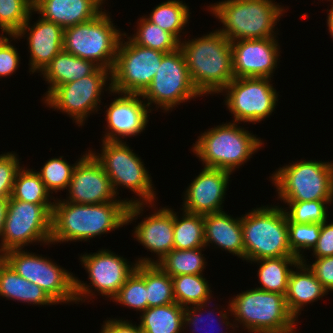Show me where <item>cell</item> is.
Listing matches in <instances>:
<instances>
[{"label": "cell", "instance_id": "6da1fadb", "mask_svg": "<svg viewBox=\"0 0 333 333\" xmlns=\"http://www.w3.org/2000/svg\"><path fill=\"white\" fill-rule=\"evenodd\" d=\"M128 204L117 199L101 204H74L55 198L51 217V245L87 241L126 225Z\"/></svg>", "mask_w": 333, "mask_h": 333}, {"label": "cell", "instance_id": "7a4b0ae2", "mask_svg": "<svg viewBox=\"0 0 333 333\" xmlns=\"http://www.w3.org/2000/svg\"><path fill=\"white\" fill-rule=\"evenodd\" d=\"M229 300L227 311L219 310L220 325L227 329L239 328L250 333H295L298 320L289 311L285 295L253 288L234 295ZM229 311V312H228ZM229 313L234 317L229 321ZM221 318V319H220ZM235 322V323H234ZM238 322V323H237ZM222 323V324H221ZM236 324V325H235ZM230 327V328H229Z\"/></svg>", "mask_w": 333, "mask_h": 333}, {"label": "cell", "instance_id": "3957f363", "mask_svg": "<svg viewBox=\"0 0 333 333\" xmlns=\"http://www.w3.org/2000/svg\"><path fill=\"white\" fill-rule=\"evenodd\" d=\"M179 42L191 81L204 97L220 92L235 78L231 41L215 31Z\"/></svg>", "mask_w": 333, "mask_h": 333}, {"label": "cell", "instance_id": "277c9868", "mask_svg": "<svg viewBox=\"0 0 333 333\" xmlns=\"http://www.w3.org/2000/svg\"><path fill=\"white\" fill-rule=\"evenodd\" d=\"M207 7L223 25L217 30L231 42L277 37L275 25L287 10L274 0H222Z\"/></svg>", "mask_w": 333, "mask_h": 333}, {"label": "cell", "instance_id": "5b68a950", "mask_svg": "<svg viewBox=\"0 0 333 333\" xmlns=\"http://www.w3.org/2000/svg\"><path fill=\"white\" fill-rule=\"evenodd\" d=\"M238 124L231 121L214 125L198 136L192 152L204 167L234 173L264 146L260 137Z\"/></svg>", "mask_w": 333, "mask_h": 333}, {"label": "cell", "instance_id": "8992f818", "mask_svg": "<svg viewBox=\"0 0 333 333\" xmlns=\"http://www.w3.org/2000/svg\"><path fill=\"white\" fill-rule=\"evenodd\" d=\"M244 260L295 256L289 244L287 215L280 205H261L241 216Z\"/></svg>", "mask_w": 333, "mask_h": 333}, {"label": "cell", "instance_id": "52a82bcc", "mask_svg": "<svg viewBox=\"0 0 333 333\" xmlns=\"http://www.w3.org/2000/svg\"><path fill=\"white\" fill-rule=\"evenodd\" d=\"M101 153L89 150L100 162L105 173L110 179L112 188L118 198V188L130 189L136 194L131 199H123L128 205L156 203V191H154L151 175L138 154L134 153L124 141H103ZM155 200V201H154Z\"/></svg>", "mask_w": 333, "mask_h": 333}, {"label": "cell", "instance_id": "ba28073f", "mask_svg": "<svg viewBox=\"0 0 333 333\" xmlns=\"http://www.w3.org/2000/svg\"><path fill=\"white\" fill-rule=\"evenodd\" d=\"M269 178L281 202L333 201V161H296Z\"/></svg>", "mask_w": 333, "mask_h": 333}, {"label": "cell", "instance_id": "9c48e42d", "mask_svg": "<svg viewBox=\"0 0 333 333\" xmlns=\"http://www.w3.org/2000/svg\"><path fill=\"white\" fill-rule=\"evenodd\" d=\"M105 11L104 8L94 19L64 29L63 50L112 71L119 42L126 33L116 28Z\"/></svg>", "mask_w": 333, "mask_h": 333}, {"label": "cell", "instance_id": "30bf717a", "mask_svg": "<svg viewBox=\"0 0 333 333\" xmlns=\"http://www.w3.org/2000/svg\"><path fill=\"white\" fill-rule=\"evenodd\" d=\"M54 204H35L9 198L0 236V257L29 244H51V217Z\"/></svg>", "mask_w": 333, "mask_h": 333}, {"label": "cell", "instance_id": "8fae6325", "mask_svg": "<svg viewBox=\"0 0 333 333\" xmlns=\"http://www.w3.org/2000/svg\"><path fill=\"white\" fill-rule=\"evenodd\" d=\"M111 81V70L99 67L89 76L57 86L42 101L53 110L66 113L82 127L90 114L99 111L103 90L112 94Z\"/></svg>", "mask_w": 333, "mask_h": 333}, {"label": "cell", "instance_id": "7c38bea8", "mask_svg": "<svg viewBox=\"0 0 333 333\" xmlns=\"http://www.w3.org/2000/svg\"><path fill=\"white\" fill-rule=\"evenodd\" d=\"M21 277L41 287L56 304L77 303L75 275L47 257L24 249L1 256Z\"/></svg>", "mask_w": 333, "mask_h": 333}, {"label": "cell", "instance_id": "4fadbf2b", "mask_svg": "<svg viewBox=\"0 0 333 333\" xmlns=\"http://www.w3.org/2000/svg\"><path fill=\"white\" fill-rule=\"evenodd\" d=\"M142 96L151 111V104H154L155 109L160 108L166 113L178 107L180 103L185 104L188 100L202 96L191 81L180 48L163 55L151 84Z\"/></svg>", "mask_w": 333, "mask_h": 333}, {"label": "cell", "instance_id": "5bb4252c", "mask_svg": "<svg viewBox=\"0 0 333 333\" xmlns=\"http://www.w3.org/2000/svg\"><path fill=\"white\" fill-rule=\"evenodd\" d=\"M79 257L81 265L88 273L90 283L88 285L75 277L76 302L94 299L95 291L112 300L137 265L136 262L130 265L123 256L103 248L96 253H86ZM92 287L95 289H91Z\"/></svg>", "mask_w": 333, "mask_h": 333}, {"label": "cell", "instance_id": "9a60e30c", "mask_svg": "<svg viewBox=\"0 0 333 333\" xmlns=\"http://www.w3.org/2000/svg\"><path fill=\"white\" fill-rule=\"evenodd\" d=\"M126 38L128 40L121 38L119 42L111 71L112 91L142 95L151 84L165 53L139 46Z\"/></svg>", "mask_w": 333, "mask_h": 333}, {"label": "cell", "instance_id": "2e32d148", "mask_svg": "<svg viewBox=\"0 0 333 333\" xmlns=\"http://www.w3.org/2000/svg\"><path fill=\"white\" fill-rule=\"evenodd\" d=\"M271 80L258 77L234 78L220 92L225 95L224 103L234 117L232 122L256 124L274 112L279 94Z\"/></svg>", "mask_w": 333, "mask_h": 333}, {"label": "cell", "instance_id": "e0dca14e", "mask_svg": "<svg viewBox=\"0 0 333 333\" xmlns=\"http://www.w3.org/2000/svg\"><path fill=\"white\" fill-rule=\"evenodd\" d=\"M154 205V203L132 204L127 208L126 225L143 214L144 207L155 208L151 215H146L147 217L142 218V221L134 227L133 235L144 248L154 255L156 253L157 259L140 257L135 261L137 264H156L174 249V209L165 206L156 210Z\"/></svg>", "mask_w": 333, "mask_h": 333}, {"label": "cell", "instance_id": "ac0fdd59", "mask_svg": "<svg viewBox=\"0 0 333 333\" xmlns=\"http://www.w3.org/2000/svg\"><path fill=\"white\" fill-rule=\"evenodd\" d=\"M64 201L74 204L114 202L117 197L100 162L88 150L80 156L68 186Z\"/></svg>", "mask_w": 333, "mask_h": 333}, {"label": "cell", "instance_id": "d6986e66", "mask_svg": "<svg viewBox=\"0 0 333 333\" xmlns=\"http://www.w3.org/2000/svg\"><path fill=\"white\" fill-rule=\"evenodd\" d=\"M231 51L235 78L271 79L281 56L276 37L232 41Z\"/></svg>", "mask_w": 333, "mask_h": 333}, {"label": "cell", "instance_id": "ffe728a7", "mask_svg": "<svg viewBox=\"0 0 333 333\" xmlns=\"http://www.w3.org/2000/svg\"><path fill=\"white\" fill-rule=\"evenodd\" d=\"M111 93L118 94V97L112 100L108 108L106 107L107 127L101 140L123 141L122 139L125 137L141 134L149 122L150 115L148 113H151L143 96L114 91Z\"/></svg>", "mask_w": 333, "mask_h": 333}, {"label": "cell", "instance_id": "44dd1931", "mask_svg": "<svg viewBox=\"0 0 333 333\" xmlns=\"http://www.w3.org/2000/svg\"><path fill=\"white\" fill-rule=\"evenodd\" d=\"M230 175L225 170L204 167L183 194L180 210L200 215L223 211Z\"/></svg>", "mask_w": 333, "mask_h": 333}, {"label": "cell", "instance_id": "7402d4cb", "mask_svg": "<svg viewBox=\"0 0 333 333\" xmlns=\"http://www.w3.org/2000/svg\"><path fill=\"white\" fill-rule=\"evenodd\" d=\"M32 11L28 20L21 29L12 38L19 40L27 37L28 49L30 51L29 73H41L44 68L53 60V58L63 50V32L64 29L55 24L40 18L30 24L32 20ZM27 33V34H26ZM26 35V36H25Z\"/></svg>", "mask_w": 333, "mask_h": 333}, {"label": "cell", "instance_id": "603a6c76", "mask_svg": "<svg viewBox=\"0 0 333 333\" xmlns=\"http://www.w3.org/2000/svg\"><path fill=\"white\" fill-rule=\"evenodd\" d=\"M98 0H33V11L63 29L90 21L104 9Z\"/></svg>", "mask_w": 333, "mask_h": 333}, {"label": "cell", "instance_id": "cb8c5ba5", "mask_svg": "<svg viewBox=\"0 0 333 333\" xmlns=\"http://www.w3.org/2000/svg\"><path fill=\"white\" fill-rule=\"evenodd\" d=\"M205 247L214 244L242 258L244 261V240L241 217H232L225 211L203 215Z\"/></svg>", "mask_w": 333, "mask_h": 333}, {"label": "cell", "instance_id": "d4e9b609", "mask_svg": "<svg viewBox=\"0 0 333 333\" xmlns=\"http://www.w3.org/2000/svg\"><path fill=\"white\" fill-rule=\"evenodd\" d=\"M306 263V258H303L296 265V271H291L285 294L288 309L297 320L305 305L316 302L328 294Z\"/></svg>", "mask_w": 333, "mask_h": 333}, {"label": "cell", "instance_id": "484cf974", "mask_svg": "<svg viewBox=\"0 0 333 333\" xmlns=\"http://www.w3.org/2000/svg\"><path fill=\"white\" fill-rule=\"evenodd\" d=\"M99 68L94 62L82 59L62 50L44 68L40 75L47 82L46 98L57 86L67 84L93 74Z\"/></svg>", "mask_w": 333, "mask_h": 333}, {"label": "cell", "instance_id": "4316f807", "mask_svg": "<svg viewBox=\"0 0 333 333\" xmlns=\"http://www.w3.org/2000/svg\"><path fill=\"white\" fill-rule=\"evenodd\" d=\"M33 305H55L56 303L38 285L21 277L0 257V297Z\"/></svg>", "mask_w": 333, "mask_h": 333}, {"label": "cell", "instance_id": "83f0119b", "mask_svg": "<svg viewBox=\"0 0 333 333\" xmlns=\"http://www.w3.org/2000/svg\"><path fill=\"white\" fill-rule=\"evenodd\" d=\"M300 261L296 256H283L249 262L259 265L257 276L261 285L256 288L285 295L290 273Z\"/></svg>", "mask_w": 333, "mask_h": 333}, {"label": "cell", "instance_id": "f1b7e54d", "mask_svg": "<svg viewBox=\"0 0 333 333\" xmlns=\"http://www.w3.org/2000/svg\"><path fill=\"white\" fill-rule=\"evenodd\" d=\"M184 311L176 302L147 308L141 313L138 325L143 333H181L184 332Z\"/></svg>", "mask_w": 333, "mask_h": 333}, {"label": "cell", "instance_id": "f546056e", "mask_svg": "<svg viewBox=\"0 0 333 333\" xmlns=\"http://www.w3.org/2000/svg\"><path fill=\"white\" fill-rule=\"evenodd\" d=\"M190 8L182 0H167L155 6L146 18L158 25L163 30L171 33L179 42L182 40L181 34L185 32L184 27L189 24Z\"/></svg>", "mask_w": 333, "mask_h": 333}, {"label": "cell", "instance_id": "4dcf8cb0", "mask_svg": "<svg viewBox=\"0 0 333 333\" xmlns=\"http://www.w3.org/2000/svg\"><path fill=\"white\" fill-rule=\"evenodd\" d=\"M171 278L175 301L182 307L200 305L212 300L213 291L203 274H184Z\"/></svg>", "mask_w": 333, "mask_h": 333}, {"label": "cell", "instance_id": "1f68e13d", "mask_svg": "<svg viewBox=\"0 0 333 333\" xmlns=\"http://www.w3.org/2000/svg\"><path fill=\"white\" fill-rule=\"evenodd\" d=\"M206 247L179 250L172 249L156 264L171 277L184 274H203L206 258L202 254Z\"/></svg>", "mask_w": 333, "mask_h": 333}, {"label": "cell", "instance_id": "d6a6232c", "mask_svg": "<svg viewBox=\"0 0 333 333\" xmlns=\"http://www.w3.org/2000/svg\"><path fill=\"white\" fill-rule=\"evenodd\" d=\"M182 212L179 218L174 211V249L187 250L205 247L203 215L184 210Z\"/></svg>", "mask_w": 333, "mask_h": 333}, {"label": "cell", "instance_id": "836d02e7", "mask_svg": "<svg viewBox=\"0 0 333 333\" xmlns=\"http://www.w3.org/2000/svg\"><path fill=\"white\" fill-rule=\"evenodd\" d=\"M11 198L35 204H54L55 200V197L47 191L36 170L24 167L23 164L16 175Z\"/></svg>", "mask_w": 333, "mask_h": 333}, {"label": "cell", "instance_id": "e575fe53", "mask_svg": "<svg viewBox=\"0 0 333 333\" xmlns=\"http://www.w3.org/2000/svg\"><path fill=\"white\" fill-rule=\"evenodd\" d=\"M136 28L135 33L129 38L139 46L163 53H169L179 48V41L171 33L150 22L145 16L138 18Z\"/></svg>", "mask_w": 333, "mask_h": 333}, {"label": "cell", "instance_id": "d590c367", "mask_svg": "<svg viewBox=\"0 0 333 333\" xmlns=\"http://www.w3.org/2000/svg\"><path fill=\"white\" fill-rule=\"evenodd\" d=\"M148 308L175 303L173 282L157 264H145Z\"/></svg>", "mask_w": 333, "mask_h": 333}, {"label": "cell", "instance_id": "8d00e7d4", "mask_svg": "<svg viewBox=\"0 0 333 333\" xmlns=\"http://www.w3.org/2000/svg\"><path fill=\"white\" fill-rule=\"evenodd\" d=\"M112 301L142 313L148 308L145 264L136 265L135 270L126 279V282Z\"/></svg>", "mask_w": 333, "mask_h": 333}, {"label": "cell", "instance_id": "74e56055", "mask_svg": "<svg viewBox=\"0 0 333 333\" xmlns=\"http://www.w3.org/2000/svg\"><path fill=\"white\" fill-rule=\"evenodd\" d=\"M78 161L79 160L77 159V161L71 165L67 160L63 159V156H60L59 158H51L43 164L40 171L36 172L40 175V178L49 193H58L65 189L67 191L74 168Z\"/></svg>", "mask_w": 333, "mask_h": 333}, {"label": "cell", "instance_id": "f35d334b", "mask_svg": "<svg viewBox=\"0 0 333 333\" xmlns=\"http://www.w3.org/2000/svg\"><path fill=\"white\" fill-rule=\"evenodd\" d=\"M333 201H302V202H284L288 207L284 211L287 215V222L295 223H319L322 224L328 219V205Z\"/></svg>", "mask_w": 333, "mask_h": 333}, {"label": "cell", "instance_id": "ab89813d", "mask_svg": "<svg viewBox=\"0 0 333 333\" xmlns=\"http://www.w3.org/2000/svg\"><path fill=\"white\" fill-rule=\"evenodd\" d=\"M321 224L288 222V237L292 253L302 260L304 251L313 249L320 237Z\"/></svg>", "mask_w": 333, "mask_h": 333}, {"label": "cell", "instance_id": "60d3db41", "mask_svg": "<svg viewBox=\"0 0 333 333\" xmlns=\"http://www.w3.org/2000/svg\"><path fill=\"white\" fill-rule=\"evenodd\" d=\"M32 11L33 0H0V25L17 34Z\"/></svg>", "mask_w": 333, "mask_h": 333}, {"label": "cell", "instance_id": "b9f144b4", "mask_svg": "<svg viewBox=\"0 0 333 333\" xmlns=\"http://www.w3.org/2000/svg\"><path fill=\"white\" fill-rule=\"evenodd\" d=\"M12 152L0 154V199L11 197L16 175L22 167L18 154Z\"/></svg>", "mask_w": 333, "mask_h": 333}, {"label": "cell", "instance_id": "7bdbcfd3", "mask_svg": "<svg viewBox=\"0 0 333 333\" xmlns=\"http://www.w3.org/2000/svg\"><path fill=\"white\" fill-rule=\"evenodd\" d=\"M210 303H212V302H207V303H202V304H200V305H195V306H189V307H186L185 308V311H184V318H183V326H185V327H183V329H188V326L190 327V326H192L194 329L192 330V333L193 332H197L198 330L199 331H201L202 332V328H200V327H203L204 328V326H205V324L204 323H206L207 322V327L208 326H213L214 327V323L216 322L217 323V321H215L216 319L215 318H213L214 316H213V314H214V312H211V311H209L208 313H207V316H204L203 317V311H204V309L206 310L207 309V307L209 308V306H212V305H209ZM208 305V306H207ZM210 316H213V317H211L210 319H208L209 321H210V323L208 322V321H206L207 320V318H206V320H205V317H210ZM204 324V326H202L203 324ZM213 323V324H212ZM215 323V324H216ZM199 324H201V325H199ZM219 325V324H218ZM217 325V326H218ZM198 326H200V327H198ZM212 327V329H213V331H215L214 330V328ZM221 328V327H220ZM198 329V330H197ZM201 329V330H200ZM204 329H207L206 327L204 328ZM198 331V332H199ZM204 331V330H203ZM210 331V330H209ZM213 331L211 332V333H213ZM220 331V330H219ZM197 332V333H198ZM200 332V333H201ZM208 333H210V332H208ZM219 333H224L223 331H222V328H221V331L219 332ZM225 333H228V332H225Z\"/></svg>", "mask_w": 333, "mask_h": 333}, {"label": "cell", "instance_id": "ee69618b", "mask_svg": "<svg viewBox=\"0 0 333 333\" xmlns=\"http://www.w3.org/2000/svg\"><path fill=\"white\" fill-rule=\"evenodd\" d=\"M306 265L314 273L315 277L321 282L328 291H333V256L315 258L312 264Z\"/></svg>", "mask_w": 333, "mask_h": 333}, {"label": "cell", "instance_id": "f6af8a7d", "mask_svg": "<svg viewBox=\"0 0 333 333\" xmlns=\"http://www.w3.org/2000/svg\"><path fill=\"white\" fill-rule=\"evenodd\" d=\"M11 41L0 48V78L13 75L20 66V54Z\"/></svg>", "mask_w": 333, "mask_h": 333}, {"label": "cell", "instance_id": "bcb514c9", "mask_svg": "<svg viewBox=\"0 0 333 333\" xmlns=\"http://www.w3.org/2000/svg\"><path fill=\"white\" fill-rule=\"evenodd\" d=\"M312 251L315 258L333 256V222L321 224L320 237Z\"/></svg>", "mask_w": 333, "mask_h": 333}, {"label": "cell", "instance_id": "7dc6e473", "mask_svg": "<svg viewBox=\"0 0 333 333\" xmlns=\"http://www.w3.org/2000/svg\"><path fill=\"white\" fill-rule=\"evenodd\" d=\"M110 319V320H109ZM103 321L104 324L101 326V332L99 333H143L136 324L127 319H114L109 318Z\"/></svg>", "mask_w": 333, "mask_h": 333}, {"label": "cell", "instance_id": "c3c4849f", "mask_svg": "<svg viewBox=\"0 0 333 333\" xmlns=\"http://www.w3.org/2000/svg\"><path fill=\"white\" fill-rule=\"evenodd\" d=\"M9 199H0V236L3 231Z\"/></svg>", "mask_w": 333, "mask_h": 333}, {"label": "cell", "instance_id": "681fc988", "mask_svg": "<svg viewBox=\"0 0 333 333\" xmlns=\"http://www.w3.org/2000/svg\"><path fill=\"white\" fill-rule=\"evenodd\" d=\"M0 29H1L0 48H2L6 43H8L10 41L11 38H13L15 36V34L9 28H7L3 25H0ZM4 34H5V36H4Z\"/></svg>", "mask_w": 333, "mask_h": 333}, {"label": "cell", "instance_id": "f907efd6", "mask_svg": "<svg viewBox=\"0 0 333 333\" xmlns=\"http://www.w3.org/2000/svg\"><path fill=\"white\" fill-rule=\"evenodd\" d=\"M332 7H330V9L328 10L329 13L327 12V27L328 29H333V2L331 4Z\"/></svg>", "mask_w": 333, "mask_h": 333}, {"label": "cell", "instance_id": "816d5d0a", "mask_svg": "<svg viewBox=\"0 0 333 333\" xmlns=\"http://www.w3.org/2000/svg\"><path fill=\"white\" fill-rule=\"evenodd\" d=\"M327 30H329V34L331 35V37H332V39H333V29H327Z\"/></svg>", "mask_w": 333, "mask_h": 333}, {"label": "cell", "instance_id": "f5cc1de1", "mask_svg": "<svg viewBox=\"0 0 333 333\" xmlns=\"http://www.w3.org/2000/svg\"><path fill=\"white\" fill-rule=\"evenodd\" d=\"M98 1L103 5L106 0H98Z\"/></svg>", "mask_w": 333, "mask_h": 333}]
</instances>
